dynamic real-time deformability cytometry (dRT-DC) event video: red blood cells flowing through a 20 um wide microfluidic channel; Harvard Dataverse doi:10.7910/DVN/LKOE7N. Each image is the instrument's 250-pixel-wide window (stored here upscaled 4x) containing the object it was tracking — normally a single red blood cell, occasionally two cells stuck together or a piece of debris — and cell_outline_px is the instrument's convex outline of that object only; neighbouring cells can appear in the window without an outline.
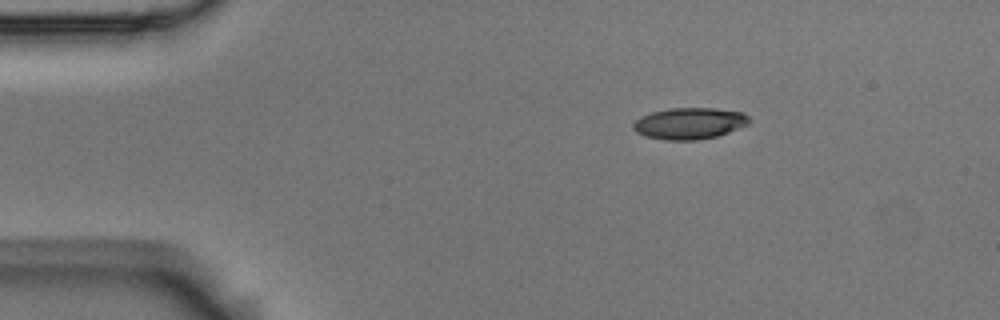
{"species": "Egyptian fruit bat (a non-hibernating species)", "species_latin": "Rousettus aegyptiacus", "temperature_condition": "room temperature", "stored_images_in_passage": 3, "camera_frame_rate_fps": 3000, "um_per_image_px": 0.085, "animal": {"sex": "male"}, "frame": {"image": 1, "passage_image": 1, "time_ms": 0.0, "image_size_px": [1000, 320], "cell_outline_px": [[752, 120], [748, 124], [728, 132], [716, 136], [696, 140], [664, 140], [648, 136], [636, 132], [632, 128], [632, 124], [640, 116], [652, 112], [672, 108], [716, 108], [744, 112]], "centroid_in_image_um": [58.62, 10.48], "position_along_channel_um": 26.4, "area_um2": 21.27}}